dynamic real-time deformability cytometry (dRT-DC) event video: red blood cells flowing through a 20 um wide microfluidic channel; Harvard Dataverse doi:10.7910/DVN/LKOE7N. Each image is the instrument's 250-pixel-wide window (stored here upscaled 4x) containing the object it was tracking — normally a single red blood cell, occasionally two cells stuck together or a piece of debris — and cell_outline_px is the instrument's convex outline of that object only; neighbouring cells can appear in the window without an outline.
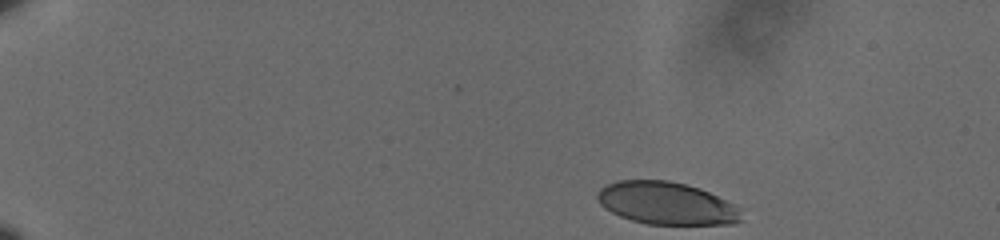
{"species": "human", "species_latin": "Homo sapiens", "temperature_condition": "cold", "stored_images_in_passage": 45, "camera_frame_rate_fps": 3000, "um_per_image_px": 0.085, "donor": {"sex": "male"}, "frame": {"image": 1, "passage_image": 1, "time_ms": 0.0, "image_size_px": [1000, 240], "cell_outline_px": [[744, 220], [732, 224], [648, 224], [632, 220], [620, 216], [604, 208], [600, 204], [596, 196], [596, 192], [600, 188], [616, 180], [668, 180], [688, 184], [700, 188], [740, 208]], "centroid_in_image_um": [56.64, 17.27], "position_along_channel_um": 28.4, "area_um2": 35.78}}
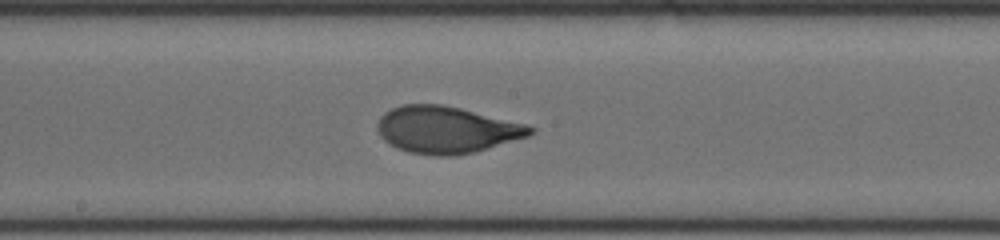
{"frame": {"image": 2, "passage_image": 26, "time_ms": 8.333, "image_size_px": [1000, 240], "cell_outline_px": [[536, 132], [528, 136], [476, 152], [452, 156], [436, 156], [408, 152], [396, 148], [388, 144], [380, 136], [376, 128], [376, 124], [380, 116], [384, 112], [392, 108], [404, 104], [440, 104], [460, 108], [528, 124], [536, 128]], "centroid_in_image_um": [37.94, 11.03], "position_along_channel_um": 210.3, "area_um2": 42.14}}
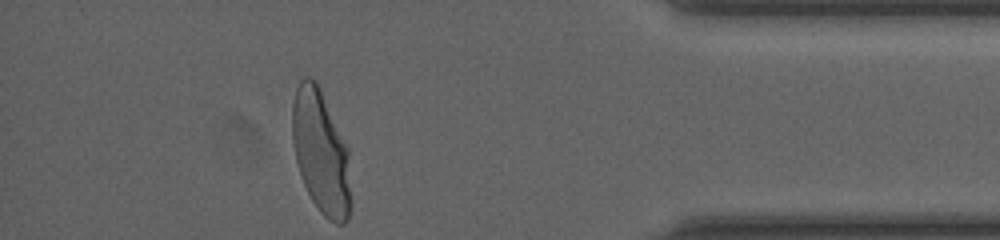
{"frame": {"image": 3, "passage_image": 45, "time_ms": 14.667, "image_size_px": [1000, 240], "cell_outline_px": [[352, 208], [348, 220], [344, 224], [336, 224], [328, 220], [320, 212], [312, 200], [304, 184], [296, 160], [292, 140], [292, 104], [296, 88], [300, 80], [304, 76], [308, 76], [316, 80], [348, 148], [352, 204]], "centroid_in_image_um": [27.29, 12.97], "position_along_channel_um": 407.9, "area_um2": 42.54}, "authors_computed_cell_mechanics": {"area_um2": 40.6334, "velocity_mm_per_s": 3.5883, "shape_relaxation_time_tau1_ms": 3.5639, "shape_relaxation_time_tau2_ms": null, "deformation_change_tau1": 0.1794, "deformation_change_tau2": null}}